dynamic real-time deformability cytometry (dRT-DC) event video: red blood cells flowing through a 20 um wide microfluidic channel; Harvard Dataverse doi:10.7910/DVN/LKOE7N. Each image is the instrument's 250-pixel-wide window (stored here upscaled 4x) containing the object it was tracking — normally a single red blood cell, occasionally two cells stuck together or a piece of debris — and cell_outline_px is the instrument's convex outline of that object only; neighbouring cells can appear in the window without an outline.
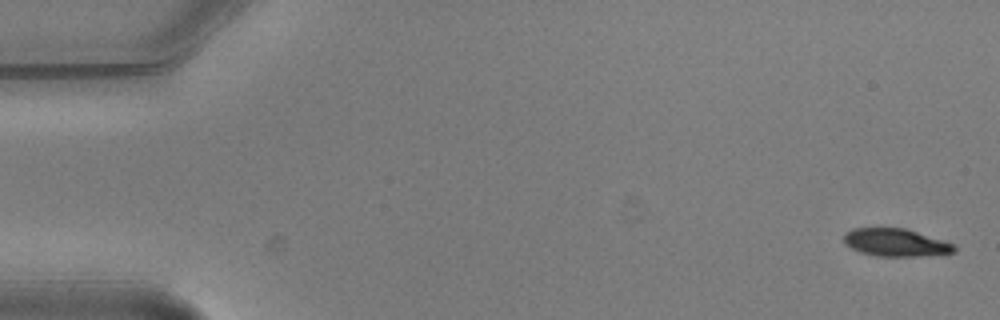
{"species": "common noctule bat (a hibernating species)", "species_latin": "Nyctalus noctula", "temperature_condition": "warm", "stored_images_in_passage": 5, "camera_frame_rate_fps": 3000, "um_per_image_px": 0.085, "animal": {"sex": "male", "body_mass_g": 20.5, "forearm_length_mm": 52.5}, "frame": {"image": 1, "passage_image": 1, "time_ms": 0.0, "image_size_px": [1000, 320], "cell_outline_px": [[956, 248], [952, 252], [916, 256], [876, 256], [860, 252], [844, 244], [844, 232], [852, 228], [904, 228], [944, 240], [956, 244]], "centroid_in_image_um": [76.09, 20.6], "position_along_channel_um": 8.9, "area_um2": 17.74}}
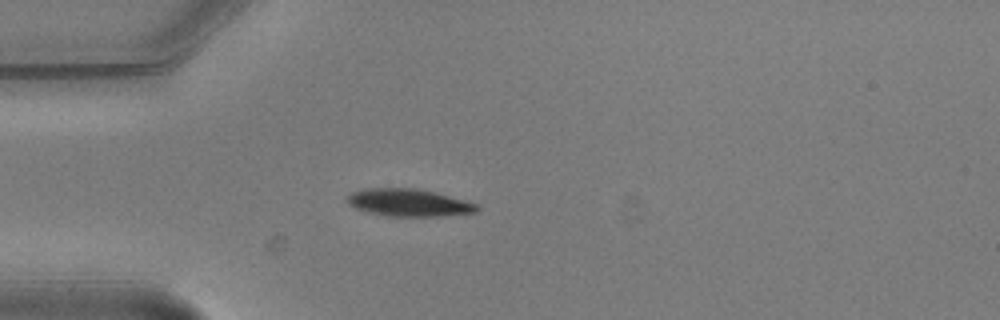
{"frame": {"image": 2, "passage_image": 5, "time_ms": 1.333, "image_size_px": [1000, 320], "cell_outline_px": [[480, 208], [476, 212], [440, 216], [388, 216], [368, 212], [356, 208], [348, 204], [344, 200], [344, 196], [352, 192], [364, 188], [416, 188], [436, 192], [480, 204]], "centroid_in_image_um": [34.73, 17.21], "position_along_channel_um": 50.3, "area_um2": 21.04}}